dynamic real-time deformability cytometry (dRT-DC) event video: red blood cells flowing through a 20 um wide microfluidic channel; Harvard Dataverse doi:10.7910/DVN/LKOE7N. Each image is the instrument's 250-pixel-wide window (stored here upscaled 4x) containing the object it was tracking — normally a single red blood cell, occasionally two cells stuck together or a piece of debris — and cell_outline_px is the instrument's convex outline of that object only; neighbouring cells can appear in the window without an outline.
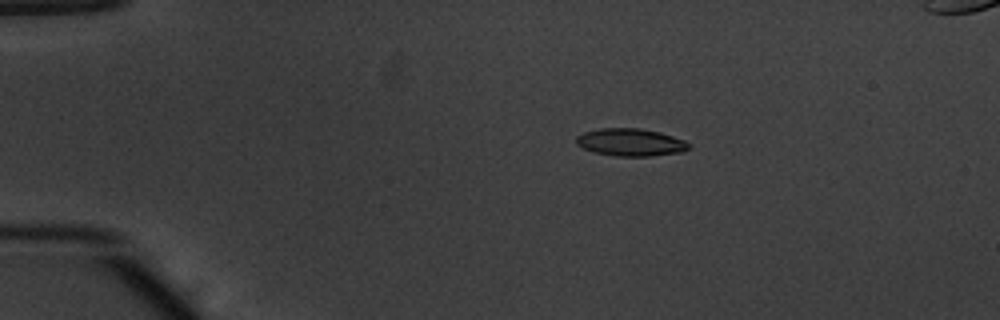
{"species": "common noctule bat (a hibernating species)", "species_latin": "Nyctalus noctula", "temperature_condition": "warm", "stored_images_in_passage": 46, "segment_of_instrument_passage": [1, 2], "camera_frame_rate_fps": 3000, "um_per_image_px": 0.085, "animal": {"sex": "male", "body_mass_g": 20.1, "forearm_length_mm": 53.5}, "frame": {"image": 1, "passage_image": 2, "time_ms": 0.333, "image_size_px": [1000, 320], "cell_outline_px": [[688, 148], [684, 152], [648, 156], [616, 156], [592, 152], [576, 144], [576, 136], [584, 132], [600, 128], [640, 128], [660, 132], [684, 140], [688, 144]], "centroid_in_image_um": [53.57, 12.09], "position_along_channel_um": 31.4, "area_um2": 18.03}}
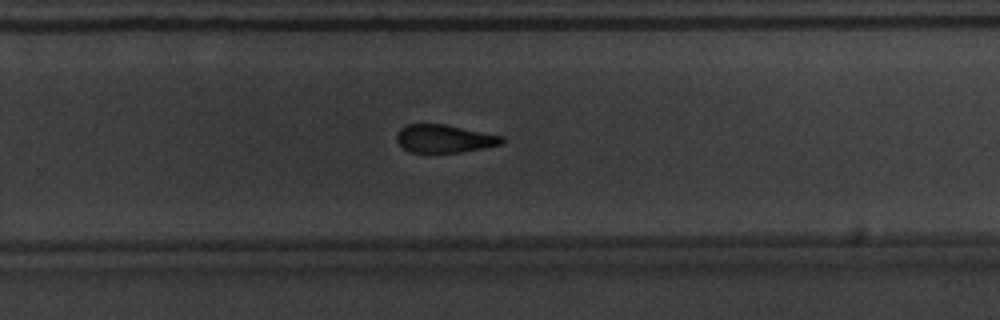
{"frame": {"image": 2, "passage_image": 27, "time_ms": 8.667, "image_size_px": [1000, 320], "cell_outline_px": [[504, 144], [484, 148], [460, 152], [412, 152], [404, 148], [396, 140], [396, 136], [400, 128], [408, 124], [444, 124], [504, 136]], "centroid_in_image_um": [37.8, 11.78], "position_along_channel_um": 292.0, "area_um2": 17.11}}
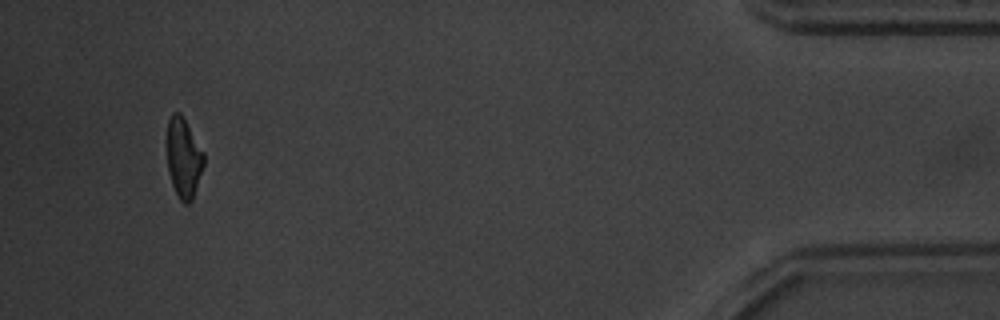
{"frame": {"image": 3, "passage_image": 42, "time_ms": 13.667, "image_size_px": [1000, 320], "cell_outline_px": [[204, 164], [192, 200], [188, 204], [184, 204], [180, 200], [172, 184], [168, 172], [168, 120], [172, 112], [180, 112], [204, 152]], "centroid_in_image_um": [15.61, 13.43], "position_along_channel_um": 419.6, "area_um2": 16.88}}